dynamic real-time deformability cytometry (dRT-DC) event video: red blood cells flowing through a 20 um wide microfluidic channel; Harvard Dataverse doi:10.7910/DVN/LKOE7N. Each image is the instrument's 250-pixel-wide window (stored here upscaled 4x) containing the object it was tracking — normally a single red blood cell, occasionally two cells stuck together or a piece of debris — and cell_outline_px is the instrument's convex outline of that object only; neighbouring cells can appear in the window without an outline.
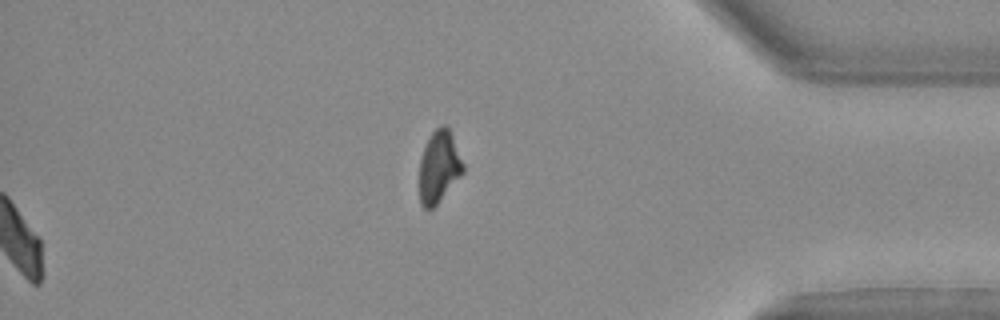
{"species": "Egyptian fruit bat (a non-hibernating species)", "species_latin": "Rousettus aegyptiacus", "temperature_condition": "warm", "stored_images_in_passage": 38, "segment_of_instrument_passage": [2, 2], "camera_frame_rate_fps": 3000, "um_per_image_px": 0.085, "animal": {"sex": "female"}, "frame": {"image": 1, "passage_image": 38, "time_ms": 12.333, "image_size_px": [1000, 320], "cell_outline_px": [[464, 172], [436, 204], [432, 208], [424, 208], [420, 204], [420, 160], [424, 148], [432, 132], [440, 124], [444, 124], [448, 128], [452, 136], [464, 164]], "centroid_in_image_um": [37.32, 14.16], "position_along_channel_um": 397.9, "area_um2": 17.98}}